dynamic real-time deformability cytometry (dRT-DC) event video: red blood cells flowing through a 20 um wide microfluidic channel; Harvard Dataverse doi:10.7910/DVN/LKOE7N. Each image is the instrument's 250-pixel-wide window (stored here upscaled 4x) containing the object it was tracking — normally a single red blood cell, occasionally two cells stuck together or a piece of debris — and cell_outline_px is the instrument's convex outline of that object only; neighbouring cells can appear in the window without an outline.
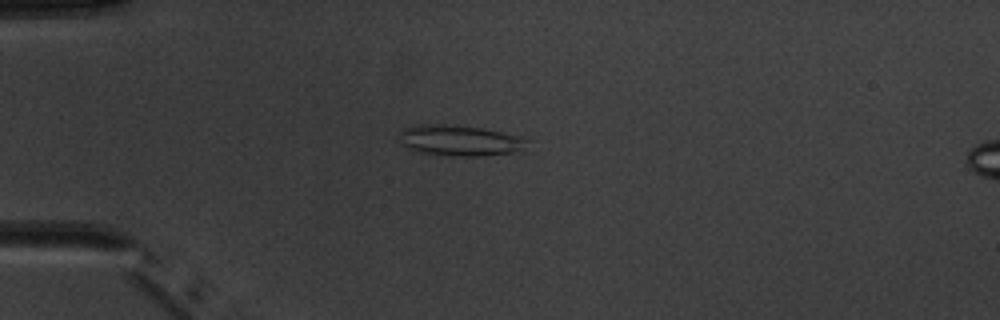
{"species": "common noctule bat (a hibernating species)", "species_latin": "Nyctalus noctula", "temperature_condition": "warm", "stored_images_in_passage": 6, "camera_frame_rate_fps": 3000, "um_per_image_px": 0.085, "animal": {"sex": "male", "body_mass_g": 20.1, "forearm_length_mm": 53.5}, "frame": {"image": 1, "passage_image": 3, "time_ms": 3.333, "image_size_px": [1000, 320], "cell_outline_px": [[532, 140], [520, 148], [512, 152], [476, 156], [452, 156], [420, 152], [400, 144], [400, 132], [404, 128], [420, 124], [440, 124], [484, 128], [524, 136]], "centroid_in_image_um": [39.09, 11.92], "position_along_channel_um": 45.9, "area_um2": 22.83}}
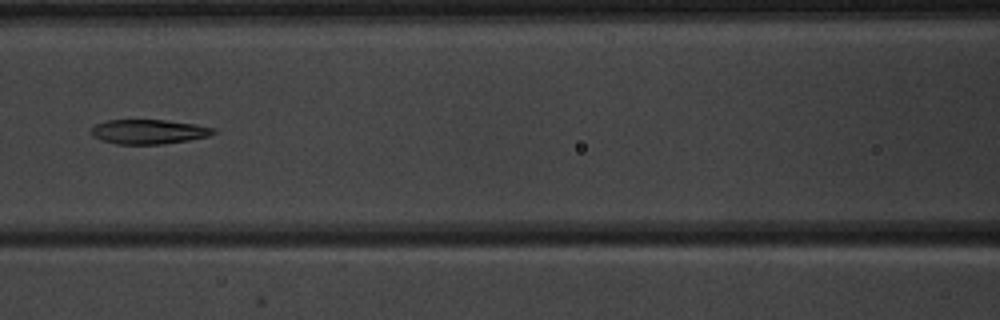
{"frame": {"image": 2, "passage_image": 6, "time_ms": 6.667, "image_size_px": [1000, 320], "cell_outline_px": [[216, 132], [208, 136], [188, 140], [164, 144], [116, 144], [100, 140], [92, 136], [88, 132], [88, 128], [96, 124], [108, 120], [164, 120], [196, 124], [216, 128]], "centroid_in_image_um": [12.58, 11.19], "position_along_channel_um": 154.0, "area_um2": 17.69}}